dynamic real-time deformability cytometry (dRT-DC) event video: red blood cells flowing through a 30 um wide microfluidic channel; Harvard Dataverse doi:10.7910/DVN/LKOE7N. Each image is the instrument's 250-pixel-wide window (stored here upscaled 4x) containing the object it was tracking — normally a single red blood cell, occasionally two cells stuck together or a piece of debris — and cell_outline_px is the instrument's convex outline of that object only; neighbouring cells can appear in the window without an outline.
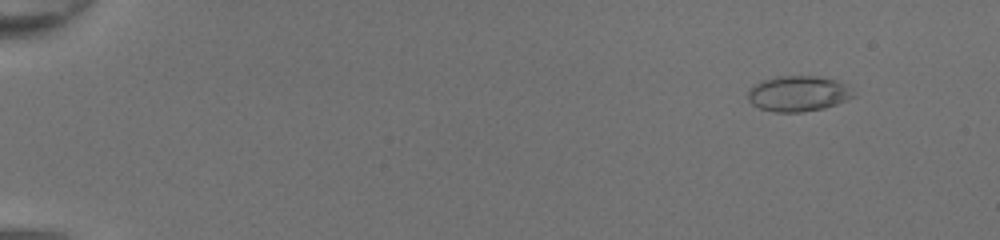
{"species": "common noctule bat (a hibernating species)", "species_latin": "Nyctalus noctula", "temperature_condition": "room temperature", "stored_images_in_passage": 18, "camera_frame_rate_fps": 3000, "um_per_image_px": 0.085, "animal": {"sex": "female", "body_mass_g": 20.0, "forearm_length_mm": 54.0}, "frame": {"image": 1, "passage_image": 6, "time_ms": 1.667, "image_size_px": [1000, 240], "cell_outline_px": [[856, 96], [836, 104], [824, 108], [804, 112], [776, 112], [760, 108], [752, 104], [748, 100], [748, 92], [756, 84], [764, 80], [776, 76], [816, 76], [836, 80], [844, 84]], "centroid_in_image_um": [67.84, 7.96], "position_along_channel_um": 17.2, "area_um2": 21.62}}